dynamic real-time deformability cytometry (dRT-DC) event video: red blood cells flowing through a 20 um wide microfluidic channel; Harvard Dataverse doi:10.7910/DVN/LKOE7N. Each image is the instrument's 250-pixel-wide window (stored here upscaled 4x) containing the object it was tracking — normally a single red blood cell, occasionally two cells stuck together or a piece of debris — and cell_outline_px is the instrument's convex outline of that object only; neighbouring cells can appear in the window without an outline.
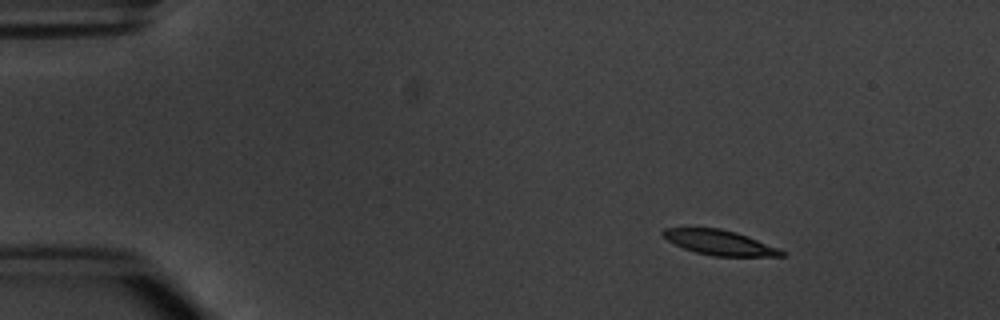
{"species": "common noctule bat (a hibernating species)", "species_latin": "Nyctalus noctula", "temperature_condition": "warm", "stored_images_in_passage": 3, "camera_frame_rate_fps": 3000, "um_per_image_px": 0.085, "animal": {"sex": "male", "body_mass_g": 20.1, "forearm_length_mm": 53.5}, "frame": {"image": 1, "passage_image": 1, "time_ms": 0.0, "image_size_px": [1000, 320], "cell_outline_px": [[784, 256], [712, 256], [696, 252], [684, 248], [668, 240], [660, 232], [664, 228], [720, 228], [736, 232], [748, 236], [776, 248], [784, 252]], "centroid_in_image_um": [61.13, 20.61], "position_along_channel_um": 23.9, "area_um2": 16.88}}
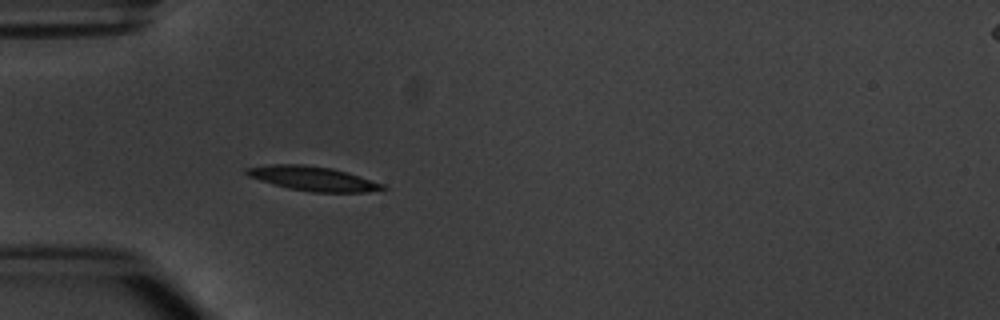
{"frame": {"image": 2, "passage_image": 3, "time_ms": 3.0, "image_size_px": [1000, 320], "cell_outline_px": [[388, 188], [368, 192], [312, 192], [288, 188], [272, 184], [248, 176], [244, 172], [244, 168], [268, 164], [304, 164], [332, 168], [348, 172], [384, 184]], "centroid_in_image_um": [26.58, 15.17], "position_along_channel_um": 58.4, "area_um2": 19.48}}